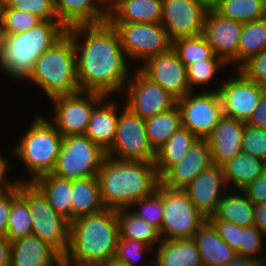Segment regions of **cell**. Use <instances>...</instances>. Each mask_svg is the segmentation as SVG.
<instances>
[{
  "instance_id": "9f6ffc18",
  "label": "cell",
  "mask_w": 266,
  "mask_h": 266,
  "mask_svg": "<svg viewBox=\"0 0 266 266\" xmlns=\"http://www.w3.org/2000/svg\"><path fill=\"white\" fill-rule=\"evenodd\" d=\"M96 266H128L123 262L118 261L116 258L108 259Z\"/></svg>"
},
{
  "instance_id": "680465c9",
  "label": "cell",
  "mask_w": 266,
  "mask_h": 266,
  "mask_svg": "<svg viewBox=\"0 0 266 266\" xmlns=\"http://www.w3.org/2000/svg\"><path fill=\"white\" fill-rule=\"evenodd\" d=\"M5 33L4 30L2 29L1 23H0V61L2 59V55H3V48H4V44H5Z\"/></svg>"
},
{
  "instance_id": "5bb4252c",
  "label": "cell",
  "mask_w": 266,
  "mask_h": 266,
  "mask_svg": "<svg viewBox=\"0 0 266 266\" xmlns=\"http://www.w3.org/2000/svg\"><path fill=\"white\" fill-rule=\"evenodd\" d=\"M237 72V73H236ZM218 91L224 116L247 123L259 104L266 89L249 80L241 71L235 70V77L222 80L215 89Z\"/></svg>"
},
{
  "instance_id": "74e56055",
  "label": "cell",
  "mask_w": 266,
  "mask_h": 266,
  "mask_svg": "<svg viewBox=\"0 0 266 266\" xmlns=\"http://www.w3.org/2000/svg\"><path fill=\"white\" fill-rule=\"evenodd\" d=\"M172 49L186 67L206 59H221L214 54L203 35L177 39L173 42Z\"/></svg>"
},
{
  "instance_id": "cb8c5ba5",
  "label": "cell",
  "mask_w": 266,
  "mask_h": 266,
  "mask_svg": "<svg viewBox=\"0 0 266 266\" xmlns=\"http://www.w3.org/2000/svg\"><path fill=\"white\" fill-rule=\"evenodd\" d=\"M105 97L93 110L85 135L105 152L113 145L119 119L116 101ZM107 101V102H106Z\"/></svg>"
},
{
  "instance_id": "4dcf8cb0",
  "label": "cell",
  "mask_w": 266,
  "mask_h": 266,
  "mask_svg": "<svg viewBox=\"0 0 266 266\" xmlns=\"http://www.w3.org/2000/svg\"><path fill=\"white\" fill-rule=\"evenodd\" d=\"M198 138L186 127H180L157 151L156 172L161 178L172 166L180 162Z\"/></svg>"
},
{
  "instance_id": "f5cc1de1",
  "label": "cell",
  "mask_w": 266,
  "mask_h": 266,
  "mask_svg": "<svg viewBox=\"0 0 266 266\" xmlns=\"http://www.w3.org/2000/svg\"><path fill=\"white\" fill-rule=\"evenodd\" d=\"M9 165L10 163L8 162V159L6 160V158L3 157L2 154H0V192L4 191L6 188H8L14 183L13 181H10V179L7 180V172L9 171Z\"/></svg>"
},
{
  "instance_id": "f1b7e54d",
  "label": "cell",
  "mask_w": 266,
  "mask_h": 266,
  "mask_svg": "<svg viewBox=\"0 0 266 266\" xmlns=\"http://www.w3.org/2000/svg\"><path fill=\"white\" fill-rule=\"evenodd\" d=\"M231 188L232 186L228 189L229 193L225 192L219 202L216 213L207 220H224L240 227L254 225V204L242 190L235 191Z\"/></svg>"
},
{
  "instance_id": "7c38bea8",
  "label": "cell",
  "mask_w": 266,
  "mask_h": 266,
  "mask_svg": "<svg viewBox=\"0 0 266 266\" xmlns=\"http://www.w3.org/2000/svg\"><path fill=\"white\" fill-rule=\"evenodd\" d=\"M121 109L115 139L106 155L118 160L155 162L156 152L148 142L145 120L133 114L125 104Z\"/></svg>"
},
{
  "instance_id": "6125c7cd",
  "label": "cell",
  "mask_w": 266,
  "mask_h": 266,
  "mask_svg": "<svg viewBox=\"0 0 266 266\" xmlns=\"http://www.w3.org/2000/svg\"><path fill=\"white\" fill-rule=\"evenodd\" d=\"M122 0H114V7L119 3L121 2Z\"/></svg>"
},
{
  "instance_id": "11a10c76",
  "label": "cell",
  "mask_w": 266,
  "mask_h": 266,
  "mask_svg": "<svg viewBox=\"0 0 266 266\" xmlns=\"http://www.w3.org/2000/svg\"><path fill=\"white\" fill-rule=\"evenodd\" d=\"M261 263L262 262L257 261L255 259L238 255L235 259H233L229 263L221 266H260Z\"/></svg>"
},
{
  "instance_id": "9a60e30c",
  "label": "cell",
  "mask_w": 266,
  "mask_h": 266,
  "mask_svg": "<svg viewBox=\"0 0 266 266\" xmlns=\"http://www.w3.org/2000/svg\"><path fill=\"white\" fill-rule=\"evenodd\" d=\"M136 69L123 91L126 92L125 107L147 120L177 105V99Z\"/></svg>"
},
{
  "instance_id": "91938a15",
  "label": "cell",
  "mask_w": 266,
  "mask_h": 266,
  "mask_svg": "<svg viewBox=\"0 0 266 266\" xmlns=\"http://www.w3.org/2000/svg\"><path fill=\"white\" fill-rule=\"evenodd\" d=\"M200 1L206 4L209 8H213L219 2V0H200Z\"/></svg>"
},
{
  "instance_id": "2e32d148",
  "label": "cell",
  "mask_w": 266,
  "mask_h": 266,
  "mask_svg": "<svg viewBox=\"0 0 266 266\" xmlns=\"http://www.w3.org/2000/svg\"><path fill=\"white\" fill-rule=\"evenodd\" d=\"M210 8L200 0H162L161 25L172 42L202 35Z\"/></svg>"
},
{
  "instance_id": "d6a6232c",
  "label": "cell",
  "mask_w": 266,
  "mask_h": 266,
  "mask_svg": "<svg viewBox=\"0 0 266 266\" xmlns=\"http://www.w3.org/2000/svg\"><path fill=\"white\" fill-rule=\"evenodd\" d=\"M120 238H129L152 247L154 251L161 243L159 231L144 219L138 218L129 209L116 210ZM157 245V246H156Z\"/></svg>"
},
{
  "instance_id": "8fae6325",
  "label": "cell",
  "mask_w": 266,
  "mask_h": 266,
  "mask_svg": "<svg viewBox=\"0 0 266 266\" xmlns=\"http://www.w3.org/2000/svg\"><path fill=\"white\" fill-rule=\"evenodd\" d=\"M105 97L103 94L88 91L53 97L50 100L54 104V117L49 122L63 138L85 135L94 108Z\"/></svg>"
},
{
  "instance_id": "4fadbf2b",
  "label": "cell",
  "mask_w": 266,
  "mask_h": 266,
  "mask_svg": "<svg viewBox=\"0 0 266 266\" xmlns=\"http://www.w3.org/2000/svg\"><path fill=\"white\" fill-rule=\"evenodd\" d=\"M190 92L177 100L182 126L198 139H206L224 117L218 91Z\"/></svg>"
},
{
  "instance_id": "484cf974",
  "label": "cell",
  "mask_w": 266,
  "mask_h": 266,
  "mask_svg": "<svg viewBox=\"0 0 266 266\" xmlns=\"http://www.w3.org/2000/svg\"><path fill=\"white\" fill-rule=\"evenodd\" d=\"M155 250L154 266H203L193 238L162 240Z\"/></svg>"
},
{
  "instance_id": "4316f807",
  "label": "cell",
  "mask_w": 266,
  "mask_h": 266,
  "mask_svg": "<svg viewBox=\"0 0 266 266\" xmlns=\"http://www.w3.org/2000/svg\"><path fill=\"white\" fill-rule=\"evenodd\" d=\"M162 0H122L109 13V23H161Z\"/></svg>"
},
{
  "instance_id": "bcb514c9",
  "label": "cell",
  "mask_w": 266,
  "mask_h": 266,
  "mask_svg": "<svg viewBox=\"0 0 266 266\" xmlns=\"http://www.w3.org/2000/svg\"><path fill=\"white\" fill-rule=\"evenodd\" d=\"M238 70L249 80L266 89V49L251 57Z\"/></svg>"
},
{
  "instance_id": "db71d44e",
  "label": "cell",
  "mask_w": 266,
  "mask_h": 266,
  "mask_svg": "<svg viewBox=\"0 0 266 266\" xmlns=\"http://www.w3.org/2000/svg\"><path fill=\"white\" fill-rule=\"evenodd\" d=\"M11 242L0 235V266H9Z\"/></svg>"
},
{
  "instance_id": "836d02e7",
  "label": "cell",
  "mask_w": 266,
  "mask_h": 266,
  "mask_svg": "<svg viewBox=\"0 0 266 266\" xmlns=\"http://www.w3.org/2000/svg\"><path fill=\"white\" fill-rule=\"evenodd\" d=\"M147 138L156 152L180 127L181 114L178 106L145 120Z\"/></svg>"
},
{
  "instance_id": "277c9868",
  "label": "cell",
  "mask_w": 266,
  "mask_h": 266,
  "mask_svg": "<svg viewBox=\"0 0 266 266\" xmlns=\"http://www.w3.org/2000/svg\"><path fill=\"white\" fill-rule=\"evenodd\" d=\"M59 21H42L26 32L6 35L0 68L4 76L24 82L33 71L36 60L65 34Z\"/></svg>"
},
{
  "instance_id": "603a6c76",
  "label": "cell",
  "mask_w": 266,
  "mask_h": 266,
  "mask_svg": "<svg viewBox=\"0 0 266 266\" xmlns=\"http://www.w3.org/2000/svg\"><path fill=\"white\" fill-rule=\"evenodd\" d=\"M54 7L66 29L108 22V13L97 0H54Z\"/></svg>"
},
{
  "instance_id": "1f68e13d",
  "label": "cell",
  "mask_w": 266,
  "mask_h": 266,
  "mask_svg": "<svg viewBox=\"0 0 266 266\" xmlns=\"http://www.w3.org/2000/svg\"><path fill=\"white\" fill-rule=\"evenodd\" d=\"M72 221L98 213L103 205L98 177L72 181Z\"/></svg>"
},
{
  "instance_id": "30bf717a",
  "label": "cell",
  "mask_w": 266,
  "mask_h": 266,
  "mask_svg": "<svg viewBox=\"0 0 266 266\" xmlns=\"http://www.w3.org/2000/svg\"><path fill=\"white\" fill-rule=\"evenodd\" d=\"M163 209V221L159 232L161 240L193 238L207 221L183 189L163 186Z\"/></svg>"
},
{
  "instance_id": "ab89813d",
  "label": "cell",
  "mask_w": 266,
  "mask_h": 266,
  "mask_svg": "<svg viewBox=\"0 0 266 266\" xmlns=\"http://www.w3.org/2000/svg\"><path fill=\"white\" fill-rule=\"evenodd\" d=\"M43 20L28 12L8 8L4 3L0 13V23L5 35L23 33Z\"/></svg>"
},
{
  "instance_id": "5b68a950",
  "label": "cell",
  "mask_w": 266,
  "mask_h": 266,
  "mask_svg": "<svg viewBox=\"0 0 266 266\" xmlns=\"http://www.w3.org/2000/svg\"><path fill=\"white\" fill-rule=\"evenodd\" d=\"M27 80L49 99L80 91L74 43L68 33L36 60Z\"/></svg>"
},
{
  "instance_id": "ac0fdd59",
  "label": "cell",
  "mask_w": 266,
  "mask_h": 266,
  "mask_svg": "<svg viewBox=\"0 0 266 266\" xmlns=\"http://www.w3.org/2000/svg\"><path fill=\"white\" fill-rule=\"evenodd\" d=\"M243 23L219 15L213 8L207 13L202 35L216 56L228 66L236 63Z\"/></svg>"
},
{
  "instance_id": "44dd1931",
  "label": "cell",
  "mask_w": 266,
  "mask_h": 266,
  "mask_svg": "<svg viewBox=\"0 0 266 266\" xmlns=\"http://www.w3.org/2000/svg\"><path fill=\"white\" fill-rule=\"evenodd\" d=\"M246 123L224 116L206 138L213 164L222 166L243 152V133Z\"/></svg>"
},
{
  "instance_id": "52a82bcc",
  "label": "cell",
  "mask_w": 266,
  "mask_h": 266,
  "mask_svg": "<svg viewBox=\"0 0 266 266\" xmlns=\"http://www.w3.org/2000/svg\"><path fill=\"white\" fill-rule=\"evenodd\" d=\"M19 193L28 201L32 236L44 241L63 258L69 248L70 222L49 205L32 183H19Z\"/></svg>"
},
{
  "instance_id": "6f0895ef",
  "label": "cell",
  "mask_w": 266,
  "mask_h": 266,
  "mask_svg": "<svg viewBox=\"0 0 266 266\" xmlns=\"http://www.w3.org/2000/svg\"><path fill=\"white\" fill-rule=\"evenodd\" d=\"M99 4L109 13L114 8V0H97Z\"/></svg>"
},
{
  "instance_id": "9c48e42d",
  "label": "cell",
  "mask_w": 266,
  "mask_h": 266,
  "mask_svg": "<svg viewBox=\"0 0 266 266\" xmlns=\"http://www.w3.org/2000/svg\"><path fill=\"white\" fill-rule=\"evenodd\" d=\"M118 32L127 59L145 62L169 52L173 42L161 23H110Z\"/></svg>"
},
{
  "instance_id": "ffe728a7",
  "label": "cell",
  "mask_w": 266,
  "mask_h": 266,
  "mask_svg": "<svg viewBox=\"0 0 266 266\" xmlns=\"http://www.w3.org/2000/svg\"><path fill=\"white\" fill-rule=\"evenodd\" d=\"M212 165L207 140L198 139L186 156L160 178V184L172 189H185L203 170Z\"/></svg>"
},
{
  "instance_id": "e575fe53",
  "label": "cell",
  "mask_w": 266,
  "mask_h": 266,
  "mask_svg": "<svg viewBox=\"0 0 266 266\" xmlns=\"http://www.w3.org/2000/svg\"><path fill=\"white\" fill-rule=\"evenodd\" d=\"M32 235V221L28 201L19 193V183L11 185V209L7 238L10 242Z\"/></svg>"
},
{
  "instance_id": "ba28073f",
  "label": "cell",
  "mask_w": 266,
  "mask_h": 266,
  "mask_svg": "<svg viewBox=\"0 0 266 266\" xmlns=\"http://www.w3.org/2000/svg\"><path fill=\"white\" fill-rule=\"evenodd\" d=\"M106 156L86 135L65 137L52 174L72 181L97 177Z\"/></svg>"
},
{
  "instance_id": "7dc6e473",
  "label": "cell",
  "mask_w": 266,
  "mask_h": 266,
  "mask_svg": "<svg viewBox=\"0 0 266 266\" xmlns=\"http://www.w3.org/2000/svg\"><path fill=\"white\" fill-rule=\"evenodd\" d=\"M218 235L240 256V226L224 220H208Z\"/></svg>"
},
{
  "instance_id": "f907efd6",
  "label": "cell",
  "mask_w": 266,
  "mask_h": 266,
  "mask_svg": "<svg viewBox=\"0 0 266 266\" xmlns=\"http://www.w3.org/2000/svg\"><path fill=\"white\" fill-rule=\"evenodd\" d=\"M247 125L266 130V93L262 96Z\"/></svg>"
},
{
  "instance_id": "d4e9b609",
  "label": "cell",
  "mask_w": 266,
  "mask_h": 266,
  "mask_svg": "<svg viewBox=\"0 0 266 266\" xmlns=\"http://www.w3.org/2000/svg\"><path fill=\"white\" fill-rule=\"evenodd\" d=\"M193 239L201 254L203 266H221L238 256L237 252L220 238L208 220L194 234Z\"/></svg>"
},
{
  "instance_id": "f546056e",
  "label": "cell",
  "mask_w": 266,
  "mask_h": 266,
  "mask_svg": "<svg viewBox=\"0 0 266 266\" xmlns=\"http://www.w3.org/2000/svg\"><path fill=\"white\" fill-rule=\"evenodd\" d=\"M221 168L227 188L230 187L229 183H231L235 186L233 187L234 190H241L266 171V161L241 152L238 156L225 162Z\"/></svg>"
},
{
  "instance_id": "e0dca14e",
  "label": "cell",
  "mask_w": 266,
  "mask_h": 266,
  "mask_svg": "<svg viewBox=\"0 0 266 266\" xmlns=\"http://www.w3.org/2000/svg\"><path fill=\"white\" fill-rule=\"evenodd\" d=\"M138 69L177 100L192 92L187 80V67L173 49L149 58Z\"/></svg>"
},
{
  "instance_id": "f35d334b",
  "label": "cell",
  "mask_w": 266,
  "mask_h": 266,
  "mask_svg": "<svg viewBox=\"0 0 266 266\" xmlns=\"http://www.w3.org/2000/svg\"><path fill=\"white\" fill-rule=\"evenodd\" d=\"M133 205H136V208L139 209H136ZM129 209L138 218L144 219L160 232L164 214L163 185L159 184L151 195L136 201Z\"/></svg>"
},
{
  "instance_id": "8992f818",
  "label": "cell",
  "mask_w": 266,
  "mask_h": 266,
  "mask_svg": "<svg viewBox=\"0 0 266 266\" xmlns=\"http://www.w3.org/2000/svg\"><path fill=\"white\" fill-rule=\"evenodd\" d=\"M31 122V126L25 130L19 143L12 149L31 174L29 179L15 180L17 183H32L38 177L52 173L63 140L52 123L40 114H36Z\"/></svg>"
},
{
  "instance_id": "83f0119b",
  "label": "cell",
  "mask_w": 266,
  "mask_h": 266,
  "mask_svg": "<svg viewBox=\"0 0 266 266\" xmlns=\"http://www.w3.org/2000/svg\"><path fill=\"white\" fill-rule=\"evenodd\" d=\"M32 184L58 214L72 222V180L48 173L35 179Z\"/></svg>"
},
{
  "instance_id": "7bdbcfd3",
  "label": "cell",
  "mask_w": 266,
  "mask_h": 266,
  "mask_svg": "<svg viewBox=\"0 0 266 266\" xmlns=\"http://www.w3.org/2000/svg\"><path fill=\"white\" fill-rule=\"evenodd\" d=\"M3 2L8 8L28 12L43 21H59L54 0H4Z\"/></svg>"
},
{
  "instance_id": "7402d4cb",
  "label": "cell",
  "mask_w": 266,
  "mask_h": 266,
  "mask_svg": "<svg viewBox=\"0 0 266 266\" xmlns=\"http://www.w3.org/2000/svg\"><path fill=\"white\" fill-rule=\"evenodd\" d=\"M63 258L35 236L11 242L9 266H61Z\"/></svg>"
},
{
  "instance_id": "8d00e7d4",
  "label": "cell",
  "mask_w": 266,
  "mask_h": 266,
  "mask_svg": "<svg viewBox=\"0 0 266 266\" xmlns=\"http://www.w3.org/2000/svg\"><path fill=\"white\" fill-rule=\"evenodd\" d=\"M213 9L224 18L247 23L266 17V0H219Z\"/></svg>"
},
{
  "instance_id": "ee69618b",
  "label": "cell",
  "mask_w": 266,
  "mask_h": 266,
  "mask_svg": "<svg viewBox=\"0 0 266 266\" xmlns=\"http://www.w3.org/2000/svg\"><path fill=\"white\" fill-rule=\"evenodd\" d=\"M145 250L150 252L152 247L146 246L144 243L137 240L119 238L115 258L128 266H154V257L150 259L153 261L151 265L147 264L148 262H145V265L139 263V259L142 258L143 254L146 252Z\"/></svg>"
},
{
  "instance_id": "6da1fadb",
  "label": "cell",
  "mask_w": 266,
  "mask_h": 266,
  "mask_svg": "<svg viewBox=\"0 0 266 266\" xmlns=\"http://www.w3.org/2000/svg\"><path fill=\"white\" fill-rule=\"evenodd\" d=\"M67 33L74 43L80 91L106 97L124 91L131 75L117 30L106 22L74 26Z\"/></svg>"
},
{
  "instance_id": "3957f363",
  "label": "cell",
  "mask_w": 266,
  "mask_h": 266,
  "mask_svg": "<svg viewBox=\"0 0 266 266\" xmlns=\"http://www.w3.org/2000/svg\"><path fill=\"white\" fill-rule=\"evenodd\" d=\"M101 198L108 209H129L160 184L154 162L118 160L106 156L98 172Z\"/></svg>"
},
{
  "instance_id": "7a4b0ae2",
  "label": "cell",
  "mask_w": 266,
  "mask_h": 266,
  "mask_svg": "<svg viewBox=\"0 0 266 266\" xmlns=\"http://www.w3.org/2000/svg\"><path fill=\"white\" fill-rule=\"evenodd\" d=\"M120 238L116 210H104L70 223L65 266H96L115 258Z\"/></svg>"
},
{
  "instance_id": "d590c367",
  "label": "cell",
  "mask_w": 266,
  "mask_h": 266,
  "mask_svg": "<svg viewBox=\"0 0 266 266\" xmlns=\"http://www.w3.org/2000/svg\"><path fill=\"white\" fill-rule=\"evenodd\" d=\"M266 49V17L256 21L243 23L237 52V68L239 69L251 57Z\"/></svg>"
},
{
  "instance_id": "be15d7a7",
  "label": "cell",
  "mask_w": 266,
  "mask_h": 266,
  "mask_svg": "<svg viewBox=\"0 0 266 266\" xmlns=\"http://www.w3.org/2000/svg\"><path fill=\"white\" fill-rule=\"evenodd\" d=\"M260 266H266V260L263 261Z\"/></svg>"
},
{
  "instance_id": "94428289",
  "label": "cell",
  "mask_w": 266,
  "mask_h": 266,
  "mask_svg": "<svg viewBox=\"0 0 266 266\" xmlns=\"http://www.w3.org/2000/svg\"><path fill=\"white\" fill-rule=\"evenodd\" d=\"M4 0H0V13H1V10H2V6H3V2Z\"/></svg>"
},
{
  "instance_id": "b9f144b4",
  "label": "cell",
  "mask_w": 266,
  "mask_h": 266,
  "mask_svg": "<svg viewBox=\"0 0 266 266\" xmlns=\"http://www.w3.org/2000/svg\"><path fill=\"white\" fill-rule=\"evenodd\" d=\"M264 237L263 233L255 225L240 227V256L249 257L260 262L265 261V253L262 252L264 249L262 238ZM263 253L264 255H262Z\"/></svg>"
},
{
  "instance_id": "681fc988",
  "label": "cell",
  "mask_w": 266,
  "mask_h": 266,
  "mask_svg": "<svg viewBox=\"0 0 266 266\" xmlns=\"http://www.w3.org/2000/svg\"><path fill=\"white\" fill-rule=\"evenodd\" d=\"M11 209V185L0 192V235L7 237L8 219Z\"/></svg>"
},
{
  "instance_id": "816d5d0a",
  "label": "cell",
  "mask_w": 266,
  "mask_h": 266,
  "mask_svg": "<svg viewBox=\"0 0 266 266\" xmlns=\"http://www.w3.org/2000/svg\"><path fill=\"white\" fill-rule=\"evenodd\" d=\"M254 225L266 236V204L254 205Z\"/></svg>"
},
{
  "instance_id": "d6986e66",
  "label": "cell",
  "mask_w": 266,
  "mask_h": 266,
  "mask_svg": "<svg viewBox=\"0 0 266 266\" xmlns=\"http://www.w3.org/2000/svg\"><path fill=\"white\" fill-rule=\"evenodd\" d=\"M226 187L221 166L213 164L183 190L197 210L208 219L216 213L219 202L228 190Z\"/></svg>"
},
{
  "instance_id": "c3c4849f",
  "label": "cell",
  "mask_w": 266,
  "mask_h": 266,
  "mask_svg": "<svg viewBox=\"0 0 266 266\" xmlns=\"http://www.w3.org/2000/svg\"><path fill=\"white\" fill-rule=\"evenodd\" d=\"M241 190L254 205L266 204V171Z\"/></svg>"
},
{
  "instance_id": "f6af8a7d",
  "label": "cell",
  "mask_w": 266,
  "mask_h": 266,
  "mask_svg": "<svg viewBox=\"0 0 266 266\" xmlns=\"http://www.w3.org/2000/svg\"><path fill=\"white\" fill-rule=\"evenodd\" d=\"M242 145L243 152L266 161V130L246 124Z\"/></svg>"
},
{
  "instance_id": "60d3db41",
  "label": "cell",
  "mask_w": 266,
  "mask_h": 266,
  "mask_svg": "<svg viewBox=\"0 0 266 266\" xmlns=\"http://www.w3.org/2000/svg\"><path fill=\"white\" fill-rule=\"evenodd\" d=\"M227 64L222 59H206L199 62H194L187 67V80L191 91H194L198 85L207 87V84H216L214 78L218 70L225 68ZM212 81V82H211Z\"/></svg>"
}]
</instances>
